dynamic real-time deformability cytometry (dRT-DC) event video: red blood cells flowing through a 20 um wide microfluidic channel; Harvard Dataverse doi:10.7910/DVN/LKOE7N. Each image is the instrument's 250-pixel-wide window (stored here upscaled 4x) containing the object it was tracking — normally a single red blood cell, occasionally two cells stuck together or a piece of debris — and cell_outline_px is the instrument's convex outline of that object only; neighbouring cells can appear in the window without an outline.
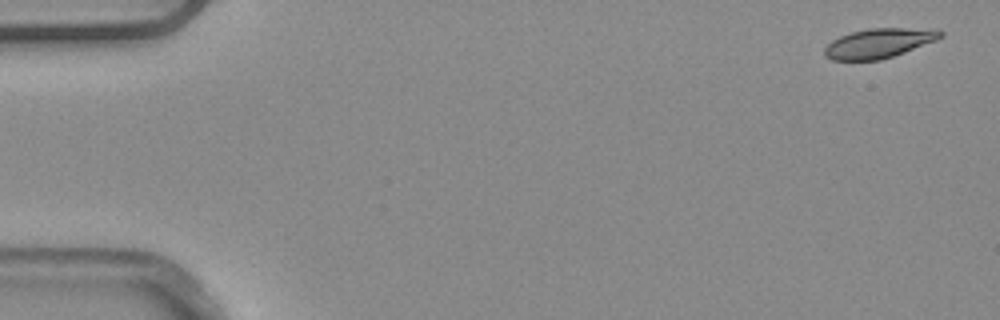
{"species": "common noctule bat (a hibernating species)", "species_latin": "Nyctalus noctula", "temperature_condition": "warm", "stored_images_in_passage": 4, "camera_frame_rate_fps": 3000, "um_per_image_px": 0.085, "animal": {"sex": "male", "body_mass_g": 20.4}, "frame": {"image": 1, "passage_image": 1, "time_ms": 0.0, "image_size_px": [1000, 320], "cell_outline_px": [[944, 36], [936, 40], [904, 52], [880, 60], [832, 60], [824, 56], [824, 48], [832, 40], [840, 36], [852, 32], [868, 28], [940, 28], [944, 32]], "centroid_in_image_um": [74.74, 3.65], "position_along_channel_um": 10.3, "area_um2": 20.11}}
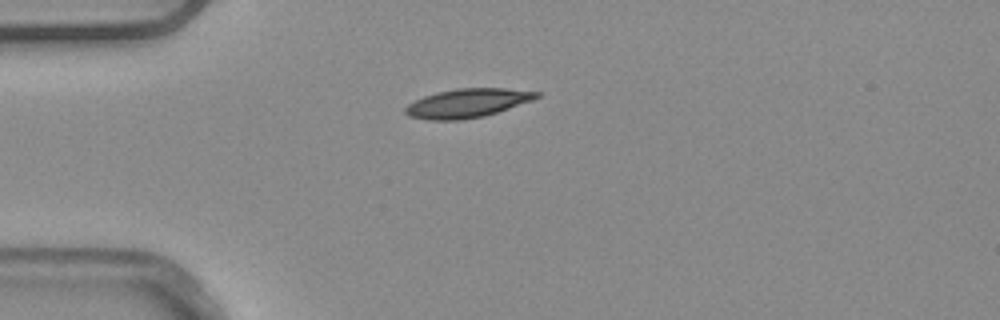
{"frame": {"image": 2, "passage_image": 4, "time_ms": 1.0, "image_size_px": [1000, 320], "cell_outline_px": [[540, 96], [532, 100], [484, 116], [464, 120], [428, 120], [408, 116], [404, 112], [404, 108], [408, 104], [424, 96], [436, 92], [456, 88], [504, 88], [540, 92]], "centroid_in_image_um": [39.69, 8.77], "position_along_channel_um": 45.3, "area_um2": 22.02}}